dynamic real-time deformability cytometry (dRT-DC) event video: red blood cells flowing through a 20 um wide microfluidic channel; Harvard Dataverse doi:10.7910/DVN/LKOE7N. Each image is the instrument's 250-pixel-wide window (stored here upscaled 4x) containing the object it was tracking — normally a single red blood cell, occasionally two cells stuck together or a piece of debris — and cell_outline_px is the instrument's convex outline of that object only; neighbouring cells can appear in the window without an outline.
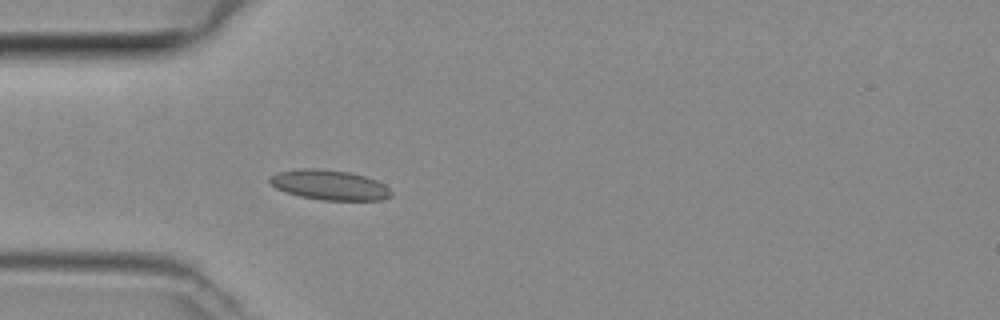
{"species": "common noctule bat (a hibernating species)", "species_latin": "Nyctalus noctula", "temperature_condition": "room temperature", "stored_images_in_passage": 39, "camera_frame_rate_fps": 3000, "um_per_image_px": 0.085, "animal": {"sex": "female", "body_mass_g": 29.2, "forearm_length_mm": 56.3}, "frame": {"image": 1, "passage_image": 5, "time_ms": 1.333, "image_size_px": [1000, 320], "cell_outline_px": [[392, 196], [380, 200], [320, 200], [300, 196], [276, 188], [268, 180], [276, 172], [304, 168], [312, 168], [348, 172], [364, 176], [376, 180], [384, 184], [392, 192]], "centroid_in_image_um": [28.02, 15.73], "position_along_channel_um": 57.0, "area_um2": 20.98}}
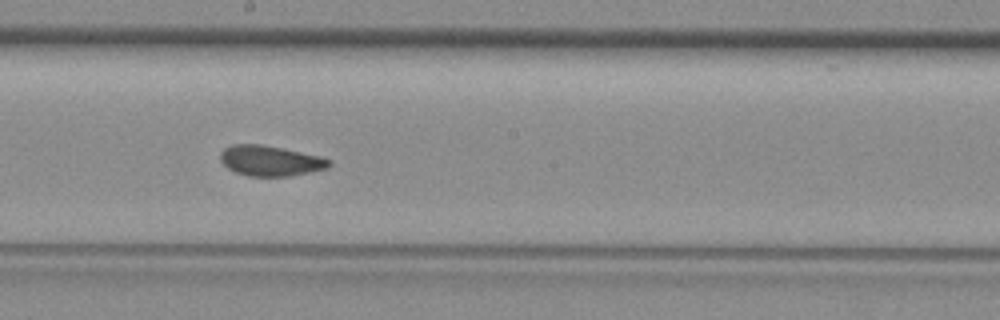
{"frame": {"image": 2, "passage_image": 17, "time_ms": 5.333, "image_size_px": [1000, 320], "cell_outline_px": [[332, 164], [328, 168], [288, 176], [248, 176], [236, 172], [228, 168], [220, 160], [220, 152], [224, 148], [232, 144], [260, 144], [284, 148], [320, 156], [332, 160]], "centroid_in_image_um": [22.98, 13.65], "position_along_channel_um": 225.2, "area_um2": 19.31}}
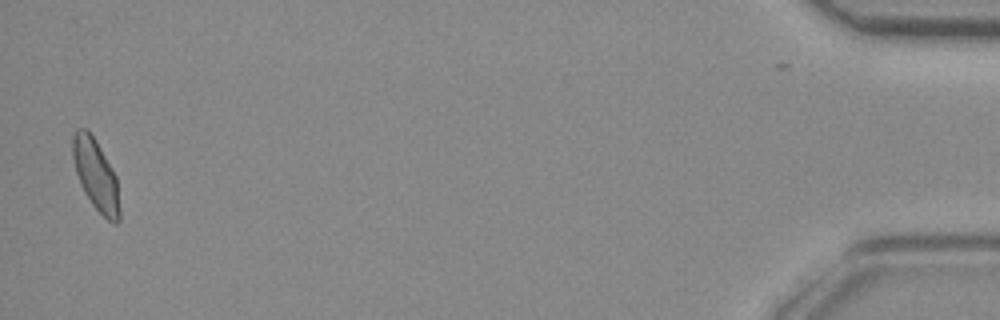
{"frame": {"image": 3, "passage_image": 38, "time_ms": 12.333, "image_size_px": [1000, 320], "cell_outline_px": [[120, 220], [116, 224], [108, 220], [92, 204], [84, 192], [80, 184], [76, 172], [72, 156], [72, 136], [76, 128], [88, 128], [112, 168], [116, 176], [120, 208]], "centroid_in_image_um": [8.14, 14.85], "position_along_channel_um": 427.1, "area_um2": 19.42}}